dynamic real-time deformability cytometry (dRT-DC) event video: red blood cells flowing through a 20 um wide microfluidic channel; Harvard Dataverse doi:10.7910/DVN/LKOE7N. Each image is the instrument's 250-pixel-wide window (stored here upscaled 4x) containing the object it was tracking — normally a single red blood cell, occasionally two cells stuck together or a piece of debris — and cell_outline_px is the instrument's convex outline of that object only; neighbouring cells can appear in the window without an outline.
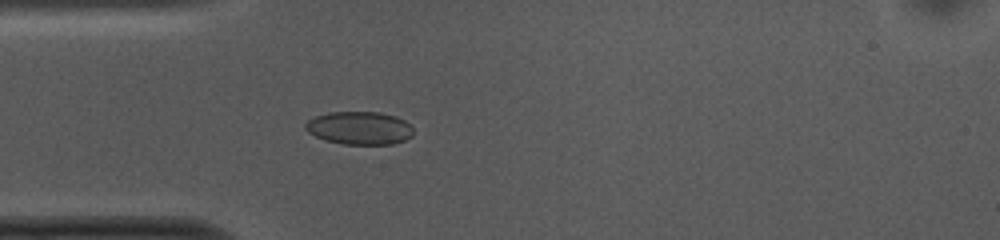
{"species": "common noctule bat (a hibernating species)", "species_latin": "Nyctalus noctula", "temperature_condition": "cold", "stored_images_in_passage": 40, "camera_frame_rate_fps": 3000, "um_per_image_px": 0.085, "animal": {"sex": "female", "body_mass_g": 10.0, "forearm_length_mm": 53.1}, "frame": {"image": 1, "passage_image": 2, "time_ms": 0.333, "image_size_px": [1000, 240], "cell_outline_px": [[412, 136], [404, 140], [392, 144], [344, 144], [324, 140], [308, 132], [304, 128], [304, 124], [308, 120], [316, 116], [328, 112], [380, 112], [396, 116], [404, 120], [412, 128]], "centroid_in_image_um": [30.53, 10.88], "position_along_channel_um": 54.5, "area_um2": 20.75}}
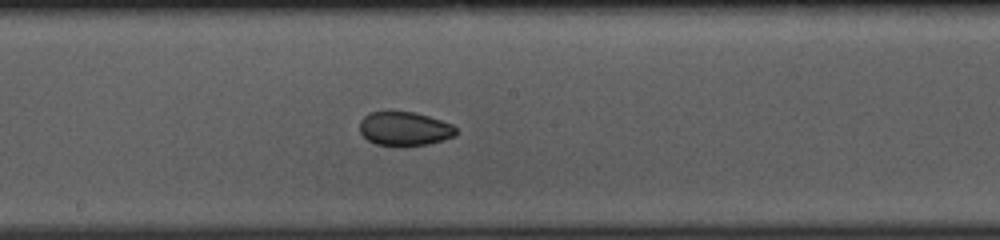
{"frame": {"image": 2, "passage_image": 15, "time_ms": 4.667, "image_size_px": [1000, 240], "cell_outline_px": [[456, 136], [444, 140], [428, 144], [376, 144], [368, 140], [360, 132], [360, 120], [368, 112], [416, 112], [452, 124], [456, 128]], "centroid_in_image_um": [34.4, 10.92], "position_along_channel_um": 213.8, "area_um2": 18.67}}
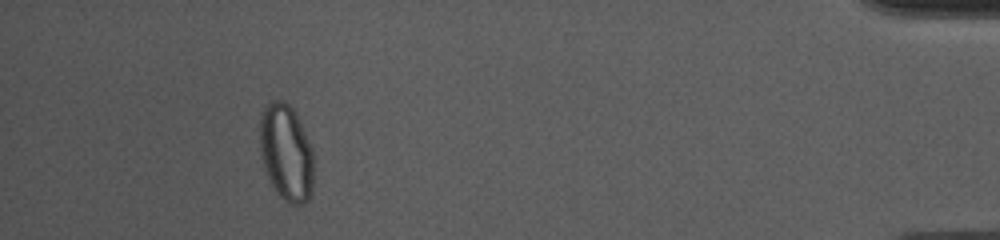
{"frame": {"image": 3, "passage_image": 36, "time_ms": 11.667, "image_size_px": [1000, 240], "cell_outline_px": [[312, 196], [308, 200], [300, 204], [288, 204], [276, 192], [268, 176], [264, 164], [260, 148], [260, 116], [264, 108], [272, 100], [280, 100], [288, 104], [296, 112], [312, 148]], "centroid_in_image_um": [24.33, 12.97], "position_along_channel_um": 410.9, "area_um2": 30.11}, "authors_computed_cell_mechanics": {"area_um2": 20.4034, "velocity_mm_per_s": 3.7413, "shape_relaxation_time_tau1_ms": null, "shape_relaxation_time_tau2_ms": 2.1578, "deformation_change_tau1": null, "deformation_change_tau2": 0.0436}}